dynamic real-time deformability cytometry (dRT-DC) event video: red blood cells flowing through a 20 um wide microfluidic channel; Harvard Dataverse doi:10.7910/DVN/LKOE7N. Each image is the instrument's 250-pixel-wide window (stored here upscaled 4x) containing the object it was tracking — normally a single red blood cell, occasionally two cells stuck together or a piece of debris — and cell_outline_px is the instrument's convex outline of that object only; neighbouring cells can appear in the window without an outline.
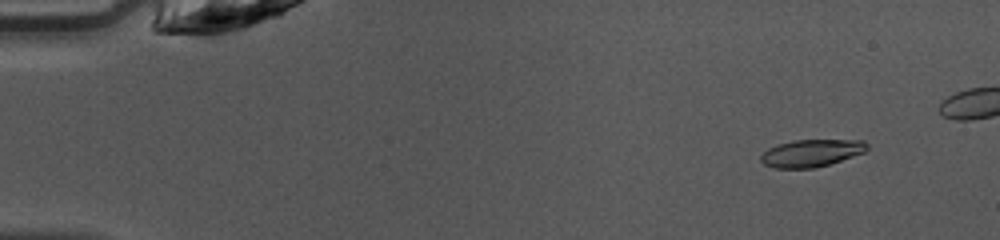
{"species": "common noctule bat (a hibernating species)", "species_latin": "Nyctalus noctula", "temperature_condition": "warm", "stored_images_in_passage": 45, "camera_frame_rate_fps": 3000, "um_per_image_px": 0.085, "animal": {"sex": "female", "body_mass_g": 10.0, "forearm_length_mm": 53.1}, "frame": {"image": 1, "passage_image": 5, "time_ms": 1.333, "image_size_px": [1000, 240], "cell_outline_px": [[868, 148], [864, 152], [828, 164], [812, 168], [776, 168], [764, 164], [760, 160], [760, 156], [768, 148], [776, 144], [796, 140], [864, 140], [868, 144]], "centroid_in_image_um": [68.94, 13.0], "position_along_channel_um": 16.1, "area_um2": 16.76}}
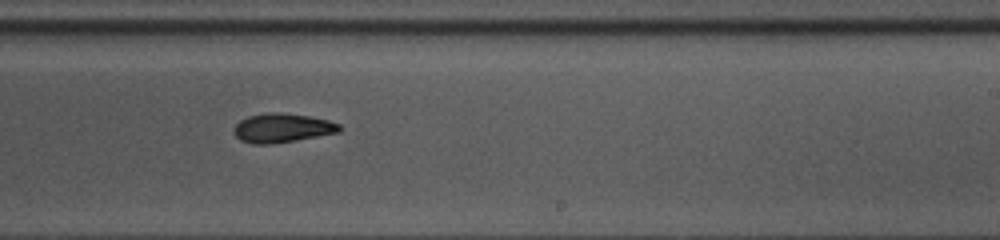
{"frame": {"image": 2, "passage_image": 31, "time_ms": 10.0, "image_size_px": [1000, 240], "cell_outline_px": [[340, 132], [296, 140], [268, 144], [252, 144], [240, 140], [232, 132], [236, 124], [240, 120], [248, 116], [268, 112], [280, 112], [308, 116], [328, 120], [340, 124]], "centroid_in_image_um": [23.96, 10.87], "position_along_channel_um": 265.0, "area_um2": 17.86}}
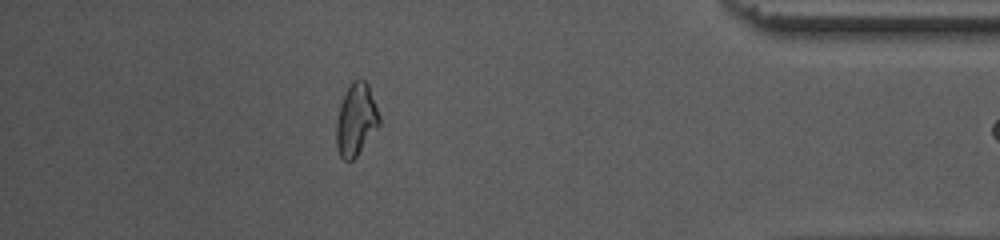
{"frame": {"image": 3, "passage_image": 44, "time_ms": 14.333, "image_size_px": [1000, 240], "cell_outline_px": [[380, 124], [356, 156], [352, 160], [344, 160], [340, 156], [336, 148], [336, 120], [340, 104], [352, 80], [360, 76], [368, 84], [380, 116]], "centroid_in_image_um": [30.25, 10.15], "position_along_channel_um": 404.9, "area_um2": 18.03}}